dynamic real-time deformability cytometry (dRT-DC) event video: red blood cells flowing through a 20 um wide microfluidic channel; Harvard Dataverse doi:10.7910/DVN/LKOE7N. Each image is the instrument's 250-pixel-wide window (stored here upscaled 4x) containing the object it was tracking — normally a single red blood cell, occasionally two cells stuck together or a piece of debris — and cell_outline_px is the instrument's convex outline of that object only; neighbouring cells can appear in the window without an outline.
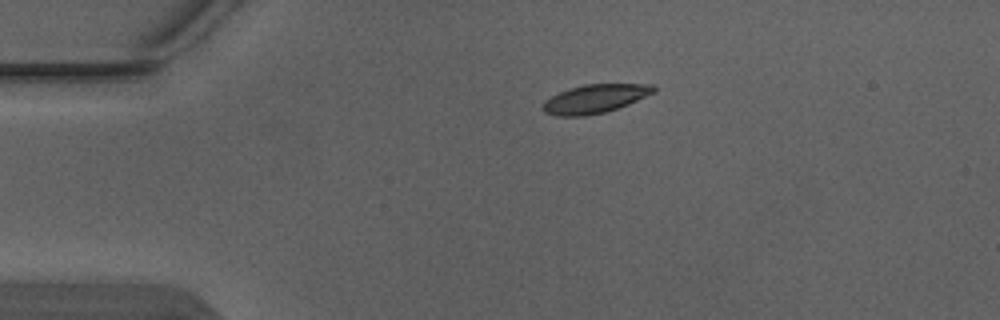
{"species": "Egyptian fruit bat (a non-hibernating species)", "species_latin": "Rousettus aegyptiacus", "temperature_condition": "warm", "stored_images_in_passage": 2, "camera_frame_rate_fps": 3000, "um_per_image_px": 0.085, "animal": {"sex": "male"}, "frame": {"image": 1, "passage_image": 1, "time_ms": 0.0, "image_size_px": [1000, 320], "cell_outline_px": [[656, 92], [628, 104], [604, 112], [584, 116], [556, 116], [544, 112], [540, 108], [544, 100], [568, 88], [584, 84], [652, 84], [656, 88]], "centroid_in_image_um": [50.54, 8.39], "position_along_channel_um": 34.5, "area_um2": 18.55}}